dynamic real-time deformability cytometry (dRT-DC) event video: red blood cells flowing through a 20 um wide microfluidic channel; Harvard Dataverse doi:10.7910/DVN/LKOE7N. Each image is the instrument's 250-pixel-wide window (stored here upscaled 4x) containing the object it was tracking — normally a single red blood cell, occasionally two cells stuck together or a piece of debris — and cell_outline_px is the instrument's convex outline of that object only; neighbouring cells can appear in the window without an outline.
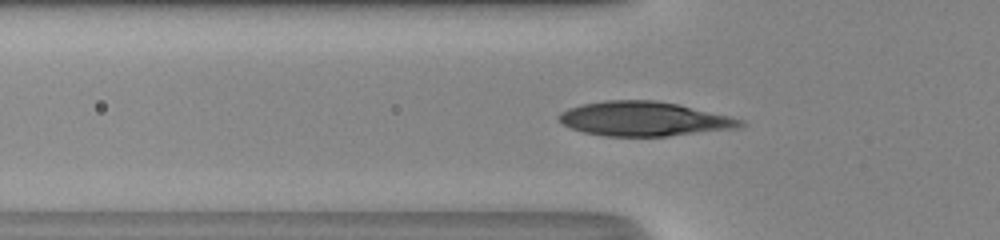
{"species": "human", "species_latin": "Homo sapiens", "temperature_condition": "room temperature", "stored_images_in_passage": 40, "camera_frame_rate_fps": 3000, "um_per_image_px": 0.085, "donor": {"sex": "male"}, "frame": {"image": 1, "passage_image": 12, "time_ms": 3.667, "image_size_px": [1000, 240], "cell_outline_px": [[748, 124], [744, 128], [668, 136], [604, 136], [584, 132], [572, 128], [564, 124], [556, 116], [560, 112], [568, 108], [580, 104], [604, 100], [656, 100], [680, 104], [744, 120]], "centroid_in_image_um": [54.8, 10.1], "position_along_channel_um": 71.0, "area_um2": 36.76}}
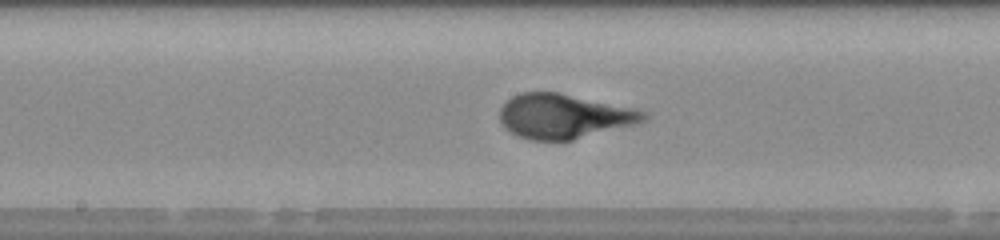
{"frame": {"image": 2, "passage_image": 21, "time_ms": 6.667, "image_size_px": [1000, 240], "cell_outline_px": [[648, 120], [636, 124], [572, 140], [532, 140], [520, 136], [504, 128], [500, 124], [500, 108], [512, 96], [520, 92], [560, 92], [636, 108], [648, 112]], "centroid_in_image_um": [47.97, 9.87], "position_along_channel_um": 200.2, "area_um2": 37.63}}
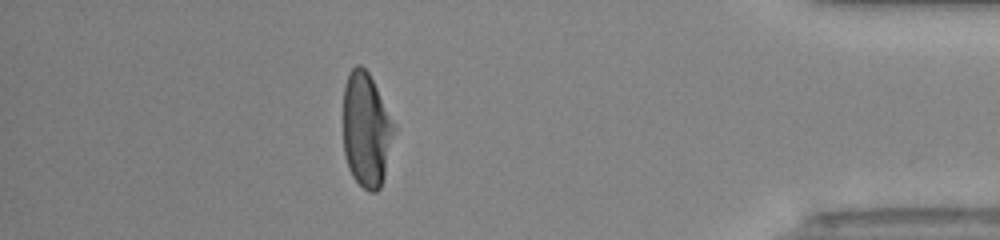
{"frame": {"image": 3, "passage_image": 38, "time_ms": 12.333, "image_size_px": [1000, 240], "cell_outline_px": [[396, 128], [384, 176], [380, 188], [376, 192], [368, 192], [352, 176], [348, 168], [344, 156], [344, 84], [348, 72], [356, 64], [360, 64], [368, 72], [396, 124]], "centroid_in_image_um": [31.14, 11.03], "position_along_channel_um": 404.1, "area_um2": 34.16}}